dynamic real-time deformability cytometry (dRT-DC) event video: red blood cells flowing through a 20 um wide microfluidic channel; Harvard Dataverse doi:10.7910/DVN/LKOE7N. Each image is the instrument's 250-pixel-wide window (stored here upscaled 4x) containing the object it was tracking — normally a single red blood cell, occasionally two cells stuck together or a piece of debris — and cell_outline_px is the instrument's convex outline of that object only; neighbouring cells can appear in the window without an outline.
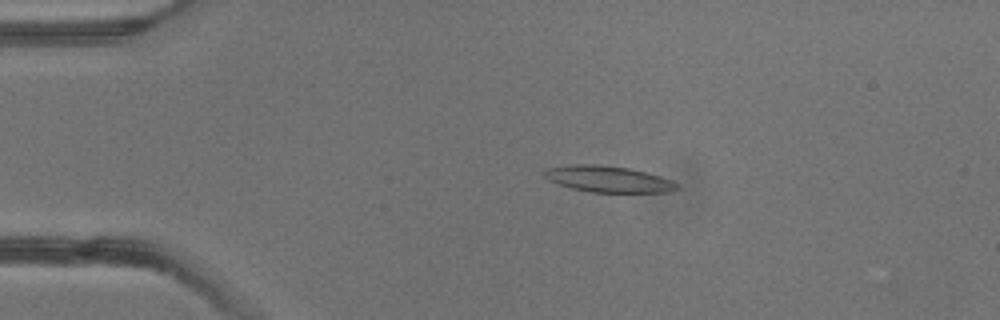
{"species": "common noctule bat (a hibernating species)", "species_latin": "Nyctalus noctula", "temperature_condition": "warm", "stored_images_in_passage": 3, "camera_frame_rate_fps": 3000, "um_per_image_px": 0.085, "animal": {"sex": "male", "body_mass_g": 13.3}, "frame": {"image": 1, "passage_image": 2, "time_ms": 1.333, "image_size_px": [1000, 320], "cell_outline_px": [[680, 188], [668, 192], [592, 192], [572, 188], [548, 180], [544, 176], [544, 172], [548, 168], [572, 164], [596, 164], [628, 168], [660, 176], [672, 180], [680, 184]], "centroid_in_image_um": [51.73, 15.22], "position_along_channel_um": 33.3, "area_um2": 20.17}}